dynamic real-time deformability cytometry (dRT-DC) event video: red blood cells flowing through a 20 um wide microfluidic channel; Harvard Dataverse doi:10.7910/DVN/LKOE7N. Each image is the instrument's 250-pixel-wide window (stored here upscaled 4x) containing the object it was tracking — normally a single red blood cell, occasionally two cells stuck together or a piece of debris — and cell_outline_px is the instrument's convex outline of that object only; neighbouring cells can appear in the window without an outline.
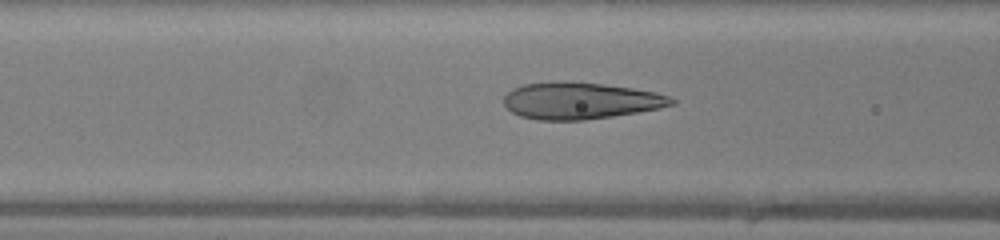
{"species": "human", "species_latin": "Homo sapiens", "temperature_condition": "warm", "stored_images_in_passage": 33, "camera_frame_rate_fps": 3000, "um_per_image_px": 0.085, "donor": {"sex": "female"}, "frame": {"image": 1, "passage_image": 9, "time_ms": 2.667, "image_size_px": [1000, 240], "cell_outline_px": [[676, 104], [660, 108], [612, 116], [584, 120], [540, 120], [520, 116], [512, 112], [504, 104], [504, 96], [512, 88], [524, 84], [564, 80], [568, 80], [604, 84], [632, 88], [656, 92], [668, 96], [676, 100]], "centroid_in_image_um": [49.33, 8.55], "position_along_channel_um": 117.3, "area_um2": 36.07}}
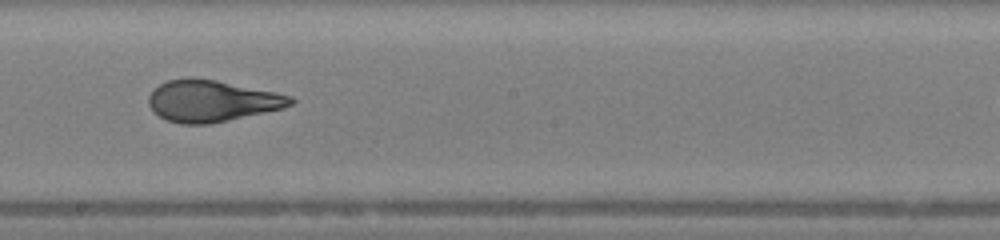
{"frame": {"image": 2, "passage_image": 17, "time_ms": 5.333, "image_size_px": [1000, 240], "cell_outline_px": [[296, 100], [292, 104], [284, 108], [212, 124], [180, 124], [168, 120], [152, 112], [148, 104], [148, 96], [160, 84], [168, 80], [192, 76], [216, 80], [276, 92], [292, 96]], "centroid_in_image_um": [18.0, 8.58], "position_along_channel_um": 230.2, "area_um2": 34.62}}
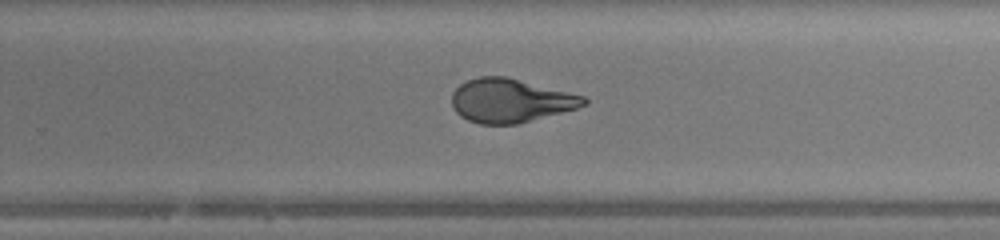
{"frame": {"image": 3, "passage_image": 21, "time_ms": 6.667, "image_size_px": [1000, 240], "cell_outline_px": [[588, 104], [576, 108], [516, 124], [480, 124], [468, 120], [460, 116], [452, 108], [452, 92], [460, 84], [468, 80], [480, 76], [504, 76], [584, 96], [588, 100]], "centroid_in_image_um": [43.35, 8.55], "position_along_channel_um": 286.5, "area_um2": 33.29}}